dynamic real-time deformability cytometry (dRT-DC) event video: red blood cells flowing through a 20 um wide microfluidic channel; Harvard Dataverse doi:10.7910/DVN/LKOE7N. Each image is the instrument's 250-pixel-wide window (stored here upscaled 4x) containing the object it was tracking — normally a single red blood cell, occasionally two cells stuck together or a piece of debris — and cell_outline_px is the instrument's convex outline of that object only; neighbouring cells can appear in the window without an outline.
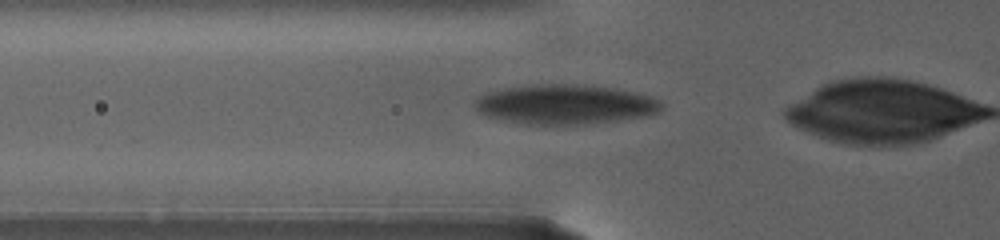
{"species": "human", "species_latin": "Homo sapiens", "temperature_condition": "warm", "stored_images_in_passage": 71, "camera_frame_rate_fps": 3000, "um_per_image_px": 0.085, "donor": {"sex": "female"}, "frame": {"image": 1, "passage_image": 21, "time_ms": 5.667, "image_size_px": [1000, 240], "cell_outline_px": [[664, 104], [660, 112], [648, 116], [592, 124], [524, 124], [504, 120], [488, 116], [480, 112], [476, 108], [476, 100], [484, 92], [496, 88], [532, 84], [584, 84], [616, 88], [636, 92], [652, 96], [660, 100]], "centroid_in_image_um": [48.09, 8.85], "position_along_channel_um": 77.7, "area_um2": 43.87}}
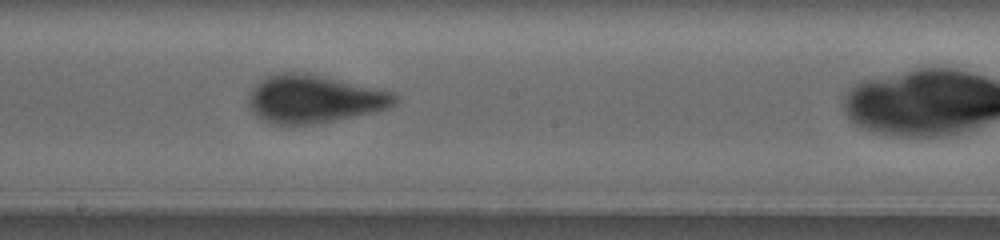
{"frame": {"image": 2, "passage_image": 46, "time_ms": 11.333, "image_size_px": [1000, 240], "cell_outline_px": [[400, 100], [396, 104], [388, 108], [376, 112], [320, 124], [272, 124], [256, 116], [252, 112], [248, 104], [248, 96], [252, 88], [264, 76], [280, 72], [308, 72], [396, 92]], "centroid_in_image_um": [26.74, 8.4], "position_along_channel_um": 221.5, "area_um2": 41.85}}
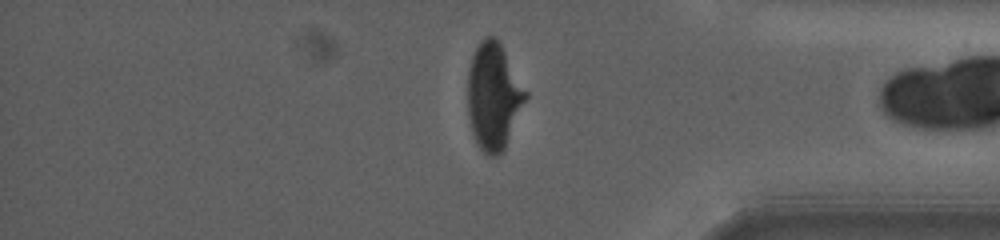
{"frame": {"image": 3, "passage_image": 69, "time_ms": 18.667, "image_size_px": [1000, 240], "cell_outline_px": [[528, 96], [504, 148], [496, 156], [488, 156], [480, 148], [472, 132], [468, 116], [468, 68], [472, 56], [480, 40], [484, 36], [496, 36], [500, 40], [528, 92]], "centroid_in_image_um": [41.96, 8.11], "position_along_channel_um": 393.2, "area_um2": 36.18}}